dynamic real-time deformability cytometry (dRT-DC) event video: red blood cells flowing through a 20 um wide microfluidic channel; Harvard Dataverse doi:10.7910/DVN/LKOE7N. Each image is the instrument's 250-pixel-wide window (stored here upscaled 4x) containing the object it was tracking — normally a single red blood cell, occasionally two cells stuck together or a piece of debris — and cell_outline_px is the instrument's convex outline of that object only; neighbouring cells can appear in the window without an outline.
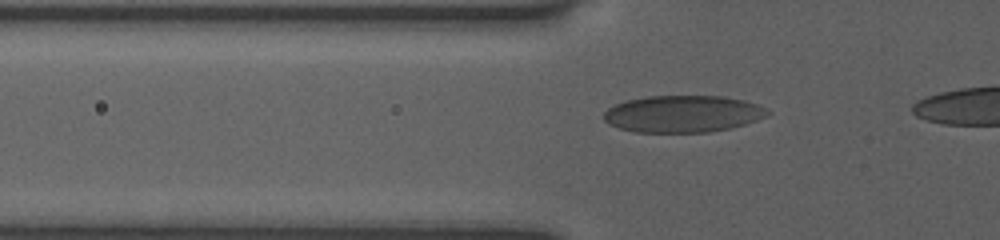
{"species": "human", "species_latin": "Homo sapiens", "temperature_condition": "room temperature", "stored_images_in_passage": 25, "camera_frame_rate_fps": 3000, "um_per_image_px": 0.085, "donor": {"sex": "female"}, "frame": {"image": 1, "passage_image": 8, "time_ms": 2.667, "image_size_px": [1000, 240], "cell_outline_px": [[772, 112], [768, 116], [744, 124], [728, 128], [708, 132], [636, 132], [620, 128], [608, 124], [604, 120], [604, 112], [608, 108], [616, 104], [628, 100], [648, 96], [724, 96], [744, 100], [756, 104]], "centroid_in_image_um": [58.04, 9.67], "position_along_channel_um": 67.8, "area_um2": 35.08}}
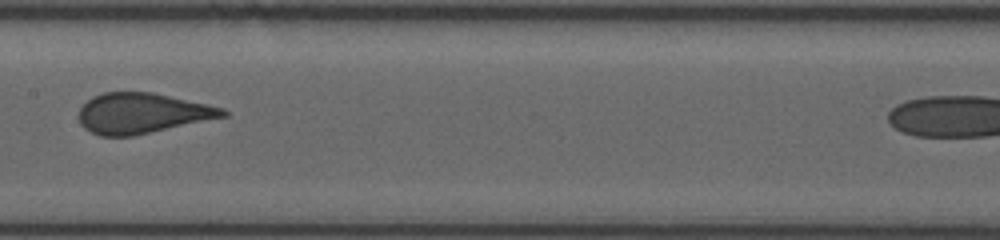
{"frame": {"image": 2, "passage_image": 15, "time_ms": 6.0, "image_size_px": [1000, 240], "cell_outline_px": [[228, 116], [132, 136], [100, 136], [84, 128], [80, 124], [80, 108], [92, 96], [104, 92], [152, 92], [208, 104], [224, 108], [228, 112]], "centroid_in_image_um": [12.1, 9.62], "position_along_channel_um": 195.3, "area_um2": 33.76}}
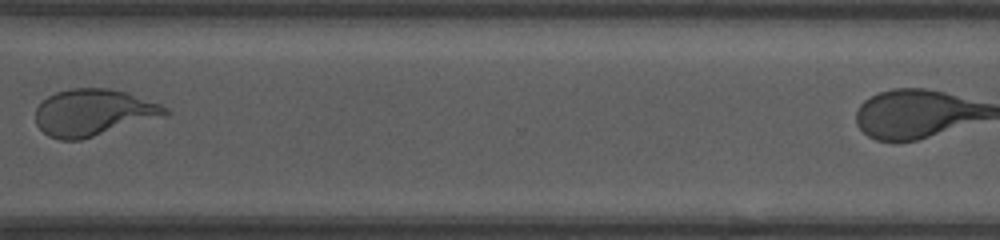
{"frame": {"image": 3, "passage_image": 23, "time_ms": 10.333, "image_size_px": [1000, 240], "cell_outline_px": [[168, 116], [80, 140], [60, 140], [48, 136], [36, 124], [36, 108], [48, 96], [56, 92], [72, 88], [108, 88], [124, 92], [160, 104], [168, 108]], "centroid_in_image_um": [7.95, 9.58], "position_along_channel_um": 362.7, "area_um2": 35.26}}